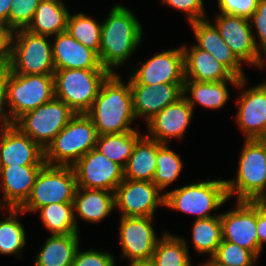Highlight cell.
Returning a JSON list of instances; mask_svg holds the SVG:
<instances>
[{
  "mask_svg": "<svg viewBox=\"0 0 266 266\" xmlns=\"http://www.w3.org/2000/svg\"><path fill=\"white\" fill-rule=\"evenodd\" d=\"M197 39L198 48L210 53L218 62L223 64L235 77L245 78L242 72L241 61L232 52L221 37L216 26L205 19L191 22Z\"/></svg>",
  "mask_w": 266,
  "mask_h": 266,
  "instance_id": "22",
  "label": "cell"
},
{
  "mask_svg": "<svg viewBox=\"0 0 266 266\" xmlns=\"http://www.w3.org/2000/svg\"><path fill=\"white\" fill-rule=\"evenodd\" d=\"M152 217L122 216L120 241L123 255L131 261H150L157 244L151 225Z\"/></svg>",
  "mask_w": 266,
  "mask_h": 266,
  "instance_id": "16",
  "label": "cell"
},
{
  "mask_svg": "<svg viewBox=\"0 0 266 266\" xmlns=\"http://www.w3.org/2000/svg\"><path fill=\"white\" fill-rule=\"evenodd\" d=\"M41 0H13L9 12V27L15 31L27 28Z\"/></svg>",
  "mask_w": 266,
  "mask_h": 266,
  "instance_id": "38",
  "label": "cell"
},
{
  "mask_svg": "<svg viewBox=\"0 0 266 266\" xmlns=\"http://www.w3.org/2000/svg\"><path fill=\"white\" fill-rule=\"evenodd\" d=\"M9 74H10L9 65L0 64V118L2 119L1 121L3 122V127L1 128L11 126L14 123L12 119H9L8 115H6L7 113L4 112L5 110H3V106L5 105V103H8L7 82Z\"/></svg>",
  "mask_w": 266,
  "mask_h": 266,
  "instance_id": "42",
  "label": "cell"
},
{
  "mask_svg": "<svg viewBox=\"0 0 266 266\" xmlns=\"http://www.w3.org/2000/svg\"><path fill=\"white\" fill-rule=\"evenodd\" d=\"M156 171L152 182L161 190L176 180L182 170V160L169 149L168 144L157 141Z\"/></svg>",
  "mask_w": 266,
  "mask_h": 266,
  "instance_id": "35",
  "label": "cell"
},
{
  "mask_svg": "<svg viewBox=\"0 0 266 266\" xmlns=\"http://www.w3.org/2000/svg\"><path fill=\"white\" fill-rule=\"evenodd\" d=\"M86 114L98 135L133 131L129 126L136 117L130 81L125 86L118 75L111 73L102 83L98 96Z\"/></svg>",
  "mask_w": 266,
  "mask_h": 266,
  "instance_id": "1",
  "label": "cell"
},
{
  "mask_svg": "<svg viewBox=\"0 0 266 266\" xmlns=\"http://www.w3.org/2000/svg\"><path fill=\"white\" fill-rule=\"evenodd\" d=\"M97 138L90 117L86 113L75 114L45 149V162L52 166L54 161L59 162L56 166H73L96 147Z\"/></svg>",
  "mask_w": 266,
  "mask_h": 266,
  "instance_id": "4",
  "label": "cell"
},
{
  "mask_svg": "<svg viewBox=\"0 0 266 266\" xmlns=\"http://www.w3.org/2000/svg\"><path fill=\"white\" fill-rule=\"evenodd\" d=\"M111 73L106 69H62L54 72L55 97L76 114L87 113L102 83Z\"/></svg>",
  "mask_w": 266,
  "mask_h": 266,
  "instance_id": "5",
  "label": "cell"
},
{
  "mask_svg": "<svg viewBox=\"0 0 266 266\" xmlns=\"http://www.w3.org/2000/svg\"><path fill=\"white\" fill-rule=\"evenodd\" d=\"M239 98L237 122L246 139L266 136V83L250 88Z\"/></svg>",
  "mask_w": 266,
  "mask_h": 266,
  "instance_id": "20",
  "label": "cell"
},
{
  "mask_svg": "<svg viewBox=\"0 0 266 266\" xmlns=\"http://www.w3.org/2000/svg\"><path fill=\"white\" fill-rule=\"evenodd\" d=\"M75 114L66 103L54 97L37 109L22 114L13 125L45 150Z\"/></svg>",
  "mask_w": 266,
  "mask_h": 266,
  "instance_id": "7",
  "label": "cell"
},
{
  "mask_svg": "<svg viewBox=\"0 0 266 266\" xmlns=\"http://www.w3.org/2000/svg\"><path fill=\"white\" fill-rule=\"evenodd\" d=\"M192 111V106L183 94L180 99L166 106L148 121L152 137H147L162 144H168L169 138H181L190 122Z\"/></svg>",
  "mask_w": 266,
  "mask_h": 266,
  "instance_id": "19",
  "label": "cell"
},
{
  "mask_svg": "<svg viewBox=\"0 0 266 266\" xmlns=\"http://www.w3.org/2000/svg\"><path fill=\"white\" fill-rule=\"evenodd\" d=\"M66 31L85 47L99 56L102 25L83 13L68 17Z\"/></svg>",
  "mask_w": 266,
  "mask_h": 266,
  "instance_id": "34",
  "label": "cell"
},
{
  "mask_svg": "<svg viewBox=\"0 0 266 266\" xmlns=\"http://www.w3.org/2000/svg\"><path fill=\"white\" fill-rule=\"evenodd\" d=\"M77 187L115 192L124 180V169L95 148L82 156L73 166Z\"/></svg>",
  "mask_w": 266,
  "mask_h": 266,
  "instance_id": "11",
  "label": "cell"
},
{
  "mask_svg": "<svg viewBox=\"0 0 266 266\" xmlns=\"http://www.w3.org/2000/svg\"><path fill=\"white\" fill-rule=\"evenodd\" d=\"M2 166L0 164V179H1Z\"/></svg>",
  "mask_w": 266,
  "mask_h": 266,
  "instance_id": "49",
  "label": "cell"
},
{
  "mask_svg": "<svg viewBox=\"0 0 266 266\" xmlns=\"http://www.w3.org/2000/svg\"><path fill=\"white\" fill-rule=\"evenodd\" d=\"M257 235L259 247L266 242V204L257 202Z\"/></svg>",
  "mask_w": 266,
  "mask_h": 266,
  "instance_id": "45",
  "label": "cell"
},
{
  "mask_svg": "<svg viewBox=\"0 0 266 266\" xmlns=\"http://www.w3.org/2000/svg\"><path fill=\"white\" fill-rule=\"evenodd\" d=\"M130 266H153L151 261H131Z\"/></svg>",
  "mask_w": 266,
  "mask_h": 266,
  "instance_id": "47",
  "label": "cell"
},
{
  "mask_svg": "<svg viewBox=\"0 0 266 266\" xmlns=\"http://www.w3.org/2000/svg\"><path fill=\"white\" fill-rule=\"evenodd\" d=\"M140 138L135 130L98 135L95 149L124 169L135 144Z\"/></svg>",
  "mask_w": 266,
  "mask_h": 266,
  "instance_id": "30",
  "label": "cell"
},
{
  "mask_svg": "<svg viewBox=\"0 0 266 266\" xmlns=\"http://www.w3.org/2000/svg\"><path fill=\"white\" fill-rule=\"evenodd\" d=\"M69 14L59 0H41L26 29L38 35L56 36L66 31Z\"/></svg>",
  "mask_w": 266,
  "mask_h": 266,
  "instance_id": "25",
  "label": "cell"
},
{
  "mask_svg": "<svg viewBox=\"0 0 266 266\" xmlns=\"http://www.w3.org/2000/svg\"><path fill=\"white\" fill-rule=\"evenodd\" d=\"M183 85L184 83L130 84L135 117L143 115L149 121L183 96Z\"/></svg>",
  "mask_w": 266,
  "mask_h": 266,
  "instance_id": "18",
  "label": "cell"
},
{
  "mask_svg": "<svg viewBox=\"0 0 266 266\" xmlns=\"http://www.w3.org/2000/svg\"><path fill=\"white\" fill-rule=\"evenodd\" d=\"M10 216L0 221V253L12 254L25 246V231L19 221H16L19 208H9Z\"/></svg>",
  "mask_w": 266,
  "mask_h": 266,
  "instance_id": "36",
  "label": "cell"
},
{
  "mask_svg": "<svg viewBox=\"0 0 266 266\" xmlns=\"http://www.w3.org/2000/svg\"><path fill=\"white\" fill-rule=\"evenodd\" d=\"M253 19V20H252ZM257 28L258 38H260L261 48L263 53L266 54V0H259L257 9L250 18Z\"/></svg>",
  "mask_w": 266,
  "mask_h": 266,
  "instance_id": "43",
  "label": "cell"
},
{
  "mask_svg": "<svg viewBox=\"0 0 266 266\" xmlns=\"http://www.w3.org/2000/svg\"><path fill=\"white\" fill-rule=\"evenodd\" d=\"M225 183L228 198L236 193L237 201L266 204V142L263 139H246L239 160L237 180Z\"/></svg>",
  "mask_w": 266,
  "mask_h": 266,
  "instance_id": "3",
  "label": "cell"
},
{
  "mask_svg": "<svg viewBox=\"0 0 266 266\" xmlns=\"http://www.w3.org/2000/svg\"><path fill=\"white\" fill-rule=\"evenodd\" d=\"M226 180H212L191 184L165 195V205L185 213L196 214L197 219H206L211 210L220 207L227 199Z\"/></svg>",
  "mask_w": 266,
  "mask_h": 266,
  "instance_id": "10",
  "label": "cell"
},
{
  "mask_svg": "<svg viewBox=\"0 0 266 266\" xmlns=\"http://www.w3.org/2000/svg\"><path fill=\"white\" fill-rule=\"evenodd\" d=\"M130 84L184 83L185 66L183 48L155 55L134 71Z\"/></svg>",
  "mask_w": 266,
  "mask_h": 266,
  "instance_id": "15",
  "label": "cell"
},
{
  "mask_svg": "<svg viewBox=\"0 0 266 266\" xmlns=\"http://www.w3.org/2000/svg\"><path fill=\"white\" fill-rule=\"evenodd\" d=\"M202 266H225V265H221V264H217L212 258L210 259V261H207L204 265Z\"/></svg>",
  "mask_w": 266,
  "mask_h": 266,
  "instance_id": "48",
  "label": "cell"
},
{
  "mask_svg": "<svg viewBox=\"0 0 266 266\" xmlns=\"http://www.w3.org/2000/svg\"><path fill=\"white\" fill-rule=\"evenodd\" d=\"M13 0H0V22L9 26V12Z\"/></svg>",
  "mask_w": 266,
  "mask_h": 266,
  "instance_id": "46",
  "label": "cell"
},
{
  "mask_svg": "<svg viewBox=\"0 0 266 266\" xmlns=\"http://www.w3.org/2000/svg\"><path fill=\"white\" fill-rule=\"evenodd\" d=\"M192 231L196 250L200 253H210L212 258L223 240L221 215L206 219H196Z\"/></svg>",
  "mask_w": 266,
  "mask_h": 266,
  "instance_id": "33",
  "label": "cell"
},
{
  "mask_svg": "<svg viewBox=\"0 0 266 266\" xmlns=\"http://www.w3.org/2000/svg\"><path fill=\"white\" fill-rule=\"evenodd\" d=\"M157 141L141 136L124 168V179L152 181L156 171Z\"/></svg>",
  "mask_w": 266,
  "mask_h": 266,
  "instance_id": "26",
  "label": "cell"
},
{
  "mask_svg": "<svg viewBox=\"0 0 266 266\" xmlns=\"http://www.w3.org/2000/svg\"><path fill=\"white\" fill-rule=\"evenodd\" d=\"M152 181L124 179L115 190V206L126 217H152L157 205H165V195Z\"/></svg>",
  "mask_w": 266,
  "mask_h": 266,
  "instance_id": "12",
  "label": "cell"
},
{
  "mask_svg": "<svg viewBox=\"0 0 266 266\" xmlns=\"http://www.w3.org/2000/svg\"><path fill=\"white\" fill-rule=\"evenodd\" d=\"M82 194H80V192ZM77 187L73 209L80 217L90 222H99L115 208V192Z\"/></svg>",
  "mask_w": 266,
  "mask_h": 266,
  "instance_id": "27",
  "label": "cell"
},
{
  "mask_svg": "<svg viewBox=\"0 0 266 266\" xmlns=\"http://www.w3.org/2000/svg\"><path fill=\"white\" fill-rule=\"evenodd\" d=\"M142 37V27L133 13L121 5L111 10L102 24L99 59L103 68L115 73L111 67L127 60Z\"/></svg>",
  "mask_w": 266,
  "mask_h": 266,
  "instance_id": "2",
  "label": "cell"
},
{
  "mask_svg": "<svg viewBox=\"0 0 266 266\" xmlns=\"http://www.w3.org/2000/svg\"><path fill=\"white\" fill-rule=\"evenodd\" d=\"M236 85L237 87H243L245 85V78L241 80H223L219 82H197L195 80L185 79L183 85V94H186L188 90H191L192 99L188 97L186 100L194 108V104H199L208 108H221L228 100V90L226 83Z\"/></svg>",
  "mask_w": 266,
  "mask_h": 266,
  "instance_id": "29",
  "label": "cell"
},
{
  "mask_svg": "<svg viewBox=\"0 0 266 266\" xmlns=\"http://www.w3.org/2000/svg\"><path fill=\"white\" fill-rule=\"evenodd\" d=\"M167 5H171L179 10L188 12L190 23L206 18L203 9V0H162Z\"/></svg>",
  "mask_w": 266,
  "mask_h": 266,
  "instance_id": "41",
  "label": "cell"
},
{
  "mask_svg": "<svg viewBox=\"0 0 266 266\" xmlns=\"http://www.w3.org/2000/svg\"><path fill=\"white\" fill-rule=\"evenodd\" d=\"M189 259L185 240L165 233L157 241L150 261L153 266H191Z\"/></svg>",
  "mask_w": 266,
  "mask_h": 266,
  "instance_id": "31",
  "label": "cell"
},
{
  "mask_svg": "<svg viewBox=\"0 0 266 266\" xmlns=\"http://www.w3.org/2000/svg\"><path fill=\"white\" fill-rule=\"evenodd\" d=\"M259 0H218L222 14L240 16L250 20Z\"/></svg>",
  "mask_w": 266,
  "mask_h": 266,
  "instance_id": "39",
  "label": "cell"
},
{
  "mask_svg": "<svg viewBox=\"0 0 266 266\" xmlns=\"http://www.w3.org/2000/svg\"><path fill=\"white\" fill-rule=\"evenodd\" d=\"M72 266H114V259L108 253L94 250L79 252L77 249Z\"/></svg>",
  "mask_w": 266,
  "mask_h": 266,
  "instance_id": "40",
  "label": "cell"
},
{
  "mask_svg": "<svg viewBox=\"0 0 266 266\" xmlns=\"http://www.w3.org/2000/svg\"><path fill=\"white\" fill-rule=\"evenodd\" d=\"M52 57L55 70L105 69L98 54L78 42L67 31L56 35Z\"/></svg>",
  "mask_w": 266,
  "mask_h": 266,
  "instance_id": "21",
  "label": "cell"
},
{
  "mask_svg": "<svg viewBox=\"0 0 266 266\" xmlns=\"http://www.w3.org/2000/svg\"><path fill=\"white\" fill-rule=\"evenodd\" d=\"M13 30L0 22V64H8L11 57V41Z\"/></svg>",
  "mask_w": 266,
  "mask_h": 266,
  "instance_id": "44",
  "label": "cell"
},
{
  "mask_svg": "<svg viewBox=\"0 0 266 266\" xmlns=\"http://www.w3.org/2000/svg\"><path fill=\"white\" fill-rule=\"evenodd\" d=\"M1 166L45 165V150L15 125L2 128Z\"/></svg>",
  "mask_w": 266,
  "mask_h": 266,
  "instance_id": "17",
  "label": "cell"
},
{
  "mask_svg": "<svg viewBox=\"0 0 266 266\" xmlns=\"http://www.w3.org/2000/svg\"><path fill=\"white\" fill-rule=\"evenodd\" d=\"M16 33V42L13 36L11 41L10 70L18 74H54L52 46L46 39L48 36L32 33L26 28L18 29Z\"/></svg>",
  "mask_w": 266,
  "mask_h": 266,
  "instance_id": "8",
  "label": "cell"
},
{
  "mask_svg": "<svg viewBox=\"0 0 266 266\" xmlns=\"http://www.w3.org/2000/svg\"><path fill=\"white\" fill-rule=\"evenodd\" d=\"M78 246V233L52 235L38 254L35 266H72Z\"/></svg>",
  "mask_w": 266,
  "mask_h": 266,
  "instance_id": "28",
  "label": "cell"
},
{
  "mask_svg": "<svg viewBox=\"0 0 266 266\" xmlns=\"http://www.w3.org/2000/svg\"><path fill=\"white\" fill-rule=\"evenodd\" d=\"M44 165L2 166L4 202L9 208H20L29 198L36 177Z\"/></svg>",
  "mask_w": 266,
  "mask_h": 266,
  "instance_id": "23",
  "label": "cell"
},
{
  "mask_svg": "<svg viewBox=\"0 0 266 266\" xmlns=\"http://www.w3.org/2000/svg\"><path fill=\"white\" fill-rule=\"evenodd\" d=\"M38 210L41 211V219L52 235L78 233L73 203H51Z\"/></svg>",
  "mask_w": 266,
  "mask_h": 266,
  "instance_id": "32",
  "label": "cell"
},
{
  "mask_svg": "<svg viewBox=\"0 0 266 266\" xmlns=\"http://www.w3.org/2000/svg\"><path fill=\"white\" fill-rule=\"evenodd\" d=\"M215 25L223 40L240 61L263 67L261 53L249 19L219 13Z\"/></svg>",
  "mask_w": 266,
  "mask_h": 266,
  "instance_id": "14",
  "label": "cell"
},
{
  "mask_svg": "<svg viewBox=\"0 0 266 266\" xmlns=\"http://www.w3.org/2000/svg\"><path fill=\"white\" fill-rule=\"evenodd\" d=\"M257 256L250 250L222 240L212 259L225 266H252Z\"/></svg>",
  "mask_w": 266,
  "mask_h": 266,
  "instance_id": "37",
  "label": "cell"
},
{
  "mask_svg": "<svg viewBox=\"0 0 266 266\" xmlns=\"http://www.w3.org/2000/svg\"><path fill=\"white\" fill-rule=\"evenodd\" d=\"M256 224L257 202L238 201L237 209L221 214L222 238L252 251L258 257L261 248Z\"/></svg>",
  "mask_w": 266,
  "mask_h": 266,
  "instance_id": "13",
  "label": "cell"
},
{
  "mask_svg": "<svg viewBox=\"0 0 266 266\" xmlns=\"http://www.w3.org/2000/svg\"><path fill=\"white\" fill-rule=\"evenodd\" d=\"M76 189V174L72 166L45 164L36 177L29 198L19 209L25 213L51 203H73Z\"/></svg>",
  "mask_w": 266,
  "mask_h": 266,
  "instance_id": "6",
  "label": "cell"
},
{
  "mask_svg": "<svg viewBox=\"0 0 266 266\" xmlns=\"http://www.w3.org/2000/svg\"><path fill=\"white\" fill-rule=\"evenodd\" d=\"M55 97L53 74H18L10 70L7 98L14 122L22 114L37 109Z\"/></svg>",
  "mask_w": 266,
  "mask_h": 266,
  "instance_id": "9",
  "label": "cell"
},
{
  "mask_svg": "<svg viewBox=\"0 0 266 266\" xmlns=\"http://www.w3.org/2000/svg\"><path fill=\"white\" fill-rule=\"evenodd\" d=\"M185 79L190 76L197 82H219L241 80L235 77L223 64L210 53L194 45L189 51L184 47Z\"/></svg>",
  "mask_w": 266,
  "mask_h": 266,
  "instance_id": "24",
  "label": "cell"
}]
</instances>
